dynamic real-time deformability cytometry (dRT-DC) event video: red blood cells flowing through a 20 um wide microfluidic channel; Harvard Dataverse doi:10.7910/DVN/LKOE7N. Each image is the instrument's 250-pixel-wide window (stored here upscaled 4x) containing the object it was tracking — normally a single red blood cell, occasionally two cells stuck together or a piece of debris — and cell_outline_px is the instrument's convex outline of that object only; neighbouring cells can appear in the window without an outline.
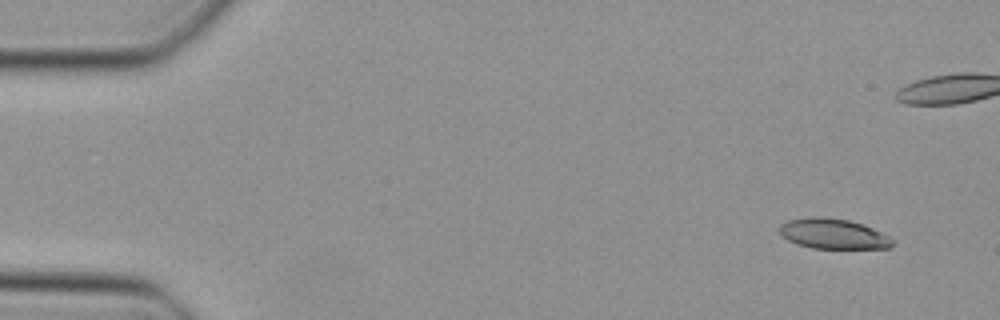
{"species": "Egyptian fruit bat (a non-hibernating species)", "species_latin": "Rousettus aegyptiacus", "temperature_condition": "cold", "stored_images_in_passage": 37, "camera_frame_rate_fps": 3000, "um_per_image_px": 0.085, "animal": {"sex": "female"}, "frame": {"image": 1, "passage_image": 1, "time_ms": 0.0, "image_size_px": [1000, 320], "cell_outline_px": [[896, 244], [888, 248], [812, 248], [796, 244], [780, 236], [780, 224], [788, 220], [812, 216], [816, 216], [848, 220], [864, 224], [896, 240]], "centroid_in_image_um": [70.83, 19.88], "position_along_channel_um": 14.2, "area_um2": 20.0}}
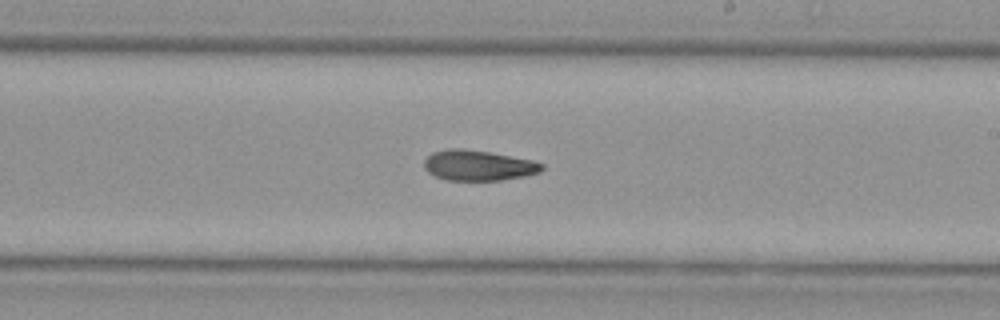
{"frame": {"image": 2, "passage_image": 26, "time_ms": 8.333, "image_size_px": [1000, 320], "cell_outline_px": [[544, 168], [540, 172], [524, 176], [500, 180], [444, 180], [428, 172], [424, 168], [424, 160], [432, 152], [448, 148], [464, 148], [492, 152], [532, 160], [544, 164]], "centroid_in_image_um": [40.65, 14.05], "position_along_channel_um": 248.4, "area_um2": 21.04}}
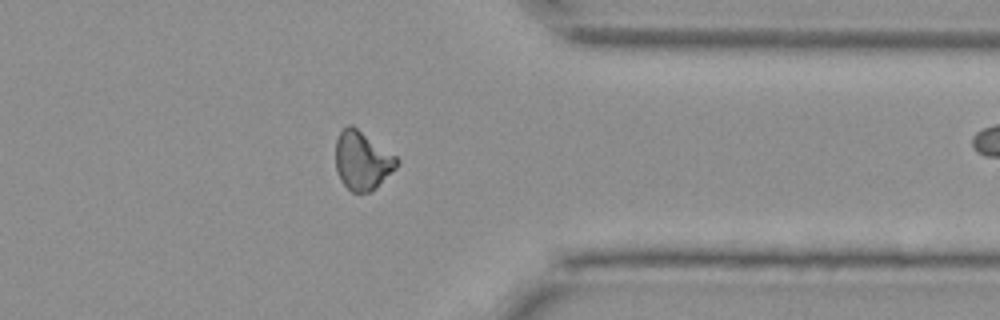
{"frame": {"image": 3, "passage_image": 36, "time_ms": 11.667, "image_size_px": [1000, 320], "cell_outline_px": [[400, 164], [372, 192], [352, 192], [340, 180], [336, 172], [336, 140], [340, 132], [348, 124], [352, 124], [396, 156], [400, 160]], "centroid_in_image_um": [30.8, 13.65], "position_along_channel_um": 380.6, "area_um2": 20.98}}